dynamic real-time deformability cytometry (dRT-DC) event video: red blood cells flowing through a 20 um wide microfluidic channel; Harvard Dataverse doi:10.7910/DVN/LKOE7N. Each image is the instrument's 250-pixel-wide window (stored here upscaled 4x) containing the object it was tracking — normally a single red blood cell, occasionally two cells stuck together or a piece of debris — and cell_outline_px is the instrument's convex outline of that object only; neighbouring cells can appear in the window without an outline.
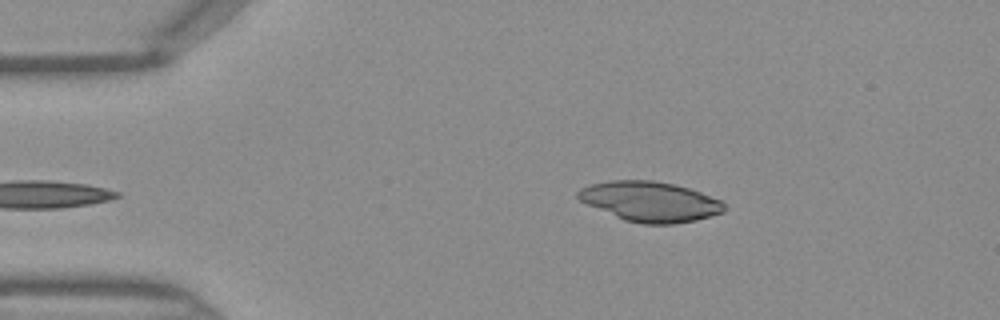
{"species": "Egyptian fruit bat (a non-hibernating species)", "species_latin": "Rousettus aegyptiacus", "temperature_condition": "warm", "stored_images_in_passage": 32, "camera_frame_rate_fps": 3000, "um_per_image_px": 0.085, "frame": {"image": 1, "passage_image": 1, "time_ms": 0.0, "image_size_px": [1000, 320], "cell_outline_px": [[724, 212], [696, 220], [672, 224], [644, 224], [624, 220], [588, 204], [580, 200], [576, 196], [576, 192], [580, 188], [592, 184], [612, 180], [652, 180], [672, 184], [688, 188], [724, 200]], "centroid_in_image_um": [55.27, 17.13], "position_along_channel_um": 29.7, "area_um2": 33.93}}